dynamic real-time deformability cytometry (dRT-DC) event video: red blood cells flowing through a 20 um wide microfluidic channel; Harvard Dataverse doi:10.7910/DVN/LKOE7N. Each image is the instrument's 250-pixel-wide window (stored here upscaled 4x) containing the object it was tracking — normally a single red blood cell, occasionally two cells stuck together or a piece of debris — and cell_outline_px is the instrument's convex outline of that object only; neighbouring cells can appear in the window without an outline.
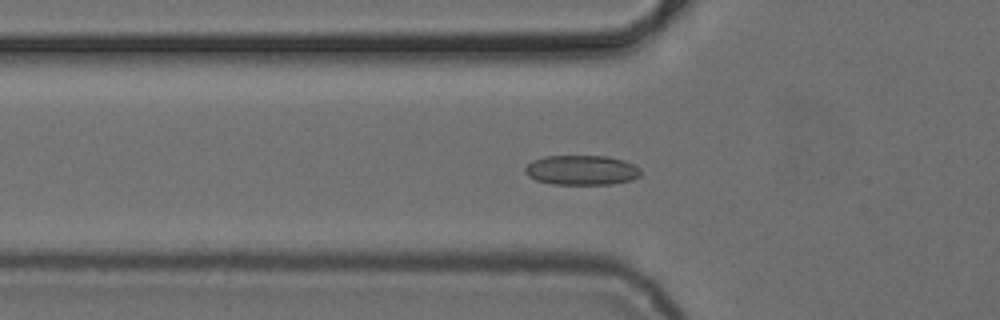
{"species": "common noctule bat (a hibernating species)", "species_latin": "Nyctalus noctula", "temperature_condition": "cold", "stored_images_in_passage": 3, "camera_frame_rate_fps": 3000, "um_per_image_px": 0.085, "animal": {"sex": "female", "body_mass_g": 24.6, "forearm_length_mm": 56.2}, "frame": {"image": 1, "passage_image": 3, "time_ms": 2.667, "image_size_px": [1000, 320], "cell_outline_px": [[640, 176], [632, 180], [612, 184], [552, 184], [536, 180], [528, 176], [524, 172], [524, 168], [532, 160], [544, 156], [604, 156], [624, 160], [640, 168]], "centroid_in_image_um": [49.42, 14.46], "position_along_channel_um": 76.4, "area_um2": 20.11}}